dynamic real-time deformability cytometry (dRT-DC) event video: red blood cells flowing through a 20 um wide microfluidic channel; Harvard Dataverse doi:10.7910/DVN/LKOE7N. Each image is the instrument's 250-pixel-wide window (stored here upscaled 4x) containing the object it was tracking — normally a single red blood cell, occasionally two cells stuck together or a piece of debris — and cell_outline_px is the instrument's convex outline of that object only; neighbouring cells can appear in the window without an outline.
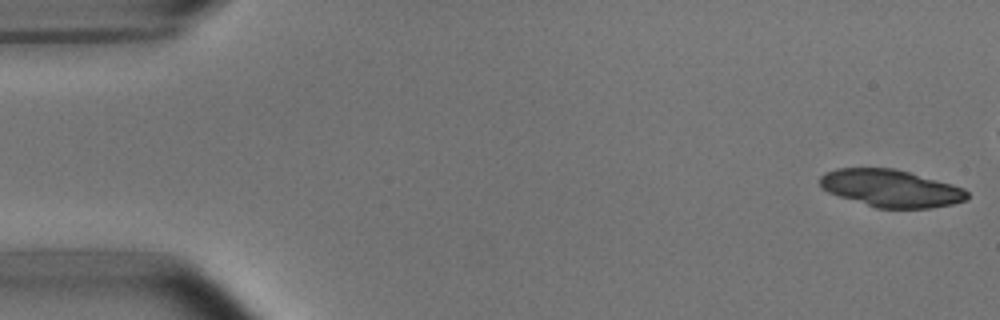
{"species": "common noctule bat (a hibernating species)", "species_latin": "Nyctalus noctula", "temperature_condition": "room temperature", "stored_images_in_passage": 10, "camera_frame_rate_fps": 3000, "um_per_image_px": 0.085, "animal": {"sex": "male", "body_mass_g": 15.6}, "frame": {"image": 1, "passage_image": 1, "time_ms": 0.0, "image_size_px": [1000, 320], "cell_outline_px": [[968, 200], [952, 204], [932, 208], [876, 208], [828, 192], [820, 184], [820, 176], [824, 172], [836, 168], [892, 168], [908, 172], [952, 184], [964, 188], [968, 192]], "centroid_in_image_um": [75.74, 16.01], "position_along_channel_um": 9.3, "area_um2": 31.91}}